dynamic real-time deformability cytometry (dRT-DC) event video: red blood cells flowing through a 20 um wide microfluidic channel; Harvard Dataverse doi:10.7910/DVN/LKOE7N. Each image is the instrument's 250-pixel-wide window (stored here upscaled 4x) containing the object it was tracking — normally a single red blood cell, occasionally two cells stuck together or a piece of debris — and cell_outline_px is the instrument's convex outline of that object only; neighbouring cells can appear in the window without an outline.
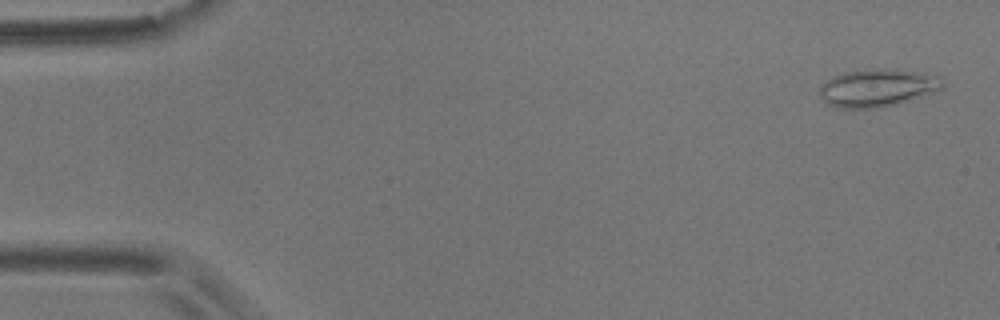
{"species": "common noctule bat (a hibernating species)", "species_latin": "Nyctalus noctula", "temperature_condition": "room temperature", "stored_images_in_passage": 52, "camera_frame_rate_fps": 3000, "um_per_image_px": 0.085, "animal": {"sex": "male", "body_mass_g": 17.9}, "frame": {"image": 1, "passage_image": 2, "time_ms": 0.333, "image_size_px": [1000, 320], "cell_outline_px": [[944, 88], [896, 104], [876, 108], [844, 108], [828, 104], [820, 96], [820, 84], [832, 76], [844, 72], [872, 68], [896, 68], [924, 72], [944, 76]], "centroid_in_image_um": [74.63, 7.42], "position_along_channel_um": 10.4, "area_um2": 27.46}}
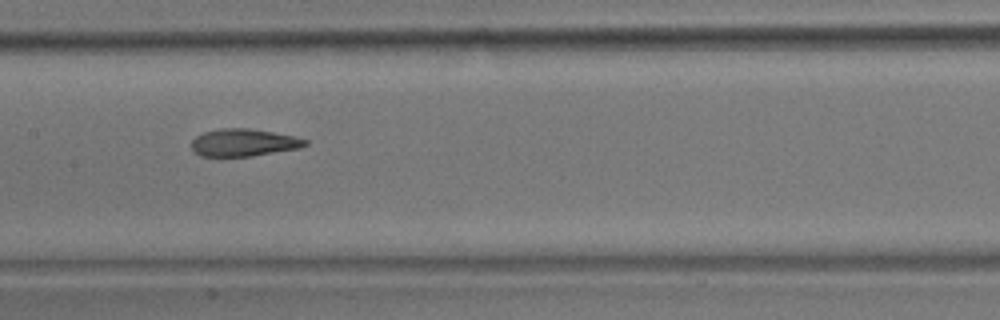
{"frame": {"image": 2, "passage_image": 27, "time_ms": 8.667, "image_size_px": [1000, 320], "cell_outline_px": [[308, 144], [300, 148], [252, 156], [200, 156], [192, 148], [192, 140], [196, 136], [204, 132], [220, 128], [248, 128], [272, 132], [292, 136], [308, 140]], "centroid_in_image_um": [20.71, 12.12], "position_along_channel_um": 186.7, "area_um2": 18.03}}
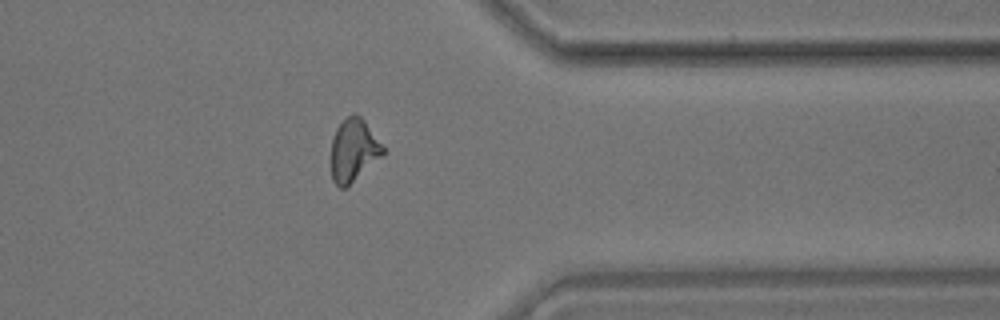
{"frame": {"image": 3, "passage_image": 44, "time_ms": 14.333, "image_size_px": [1000, 320], "cell_outline_px": [[384, 152], [380, 156], [344, 188], [340, 188], [332, 180], [332, 140], [336, 128], [348, 116], [356, 112], [364, 120], [384, 148]], "centroid_in_image_um": [30.02, 12.73], "position_along_channel_um": 381.4, "area_um2": 18.15}}